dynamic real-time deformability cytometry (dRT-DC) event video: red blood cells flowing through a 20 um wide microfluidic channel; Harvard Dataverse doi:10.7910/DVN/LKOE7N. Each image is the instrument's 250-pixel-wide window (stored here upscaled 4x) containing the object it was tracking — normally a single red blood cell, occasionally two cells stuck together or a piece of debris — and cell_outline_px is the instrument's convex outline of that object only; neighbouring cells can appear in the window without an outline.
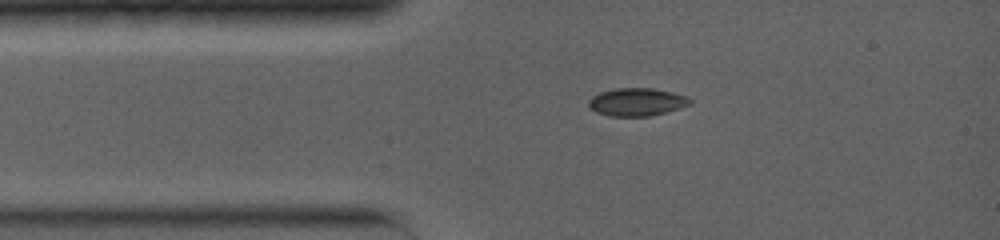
{"species": "common noctule bat (a hibernating species)", "species_latin": "Nyctalus noctula", "temperature_condition": "warm", "stored_images_in_passage": 40, "camera_frame_rate_fps": 5000, "um_per_image_px": 0.085, "animal": {"sex": "female", "body_mass_g": 19.0, "forearm_length_mm": 56.7}, "frame": {"image": 1, "passage_image": 1, "time_ms": 0.0, "image_size_px": [1000, 240], "cell_outline_px": [[692, 104], [680, 108], [652, 116], [608, 116], [596, 112], [588, 104], [588, 100], [592, 96], [600, 92], [616, 88], [652, 88], [672, 92], [688, 96], [692, 100]], "centroid_in_image_um": [54.15, 8.67], "position_along_channel_um": 30.8, "area_um2": 16.59}}
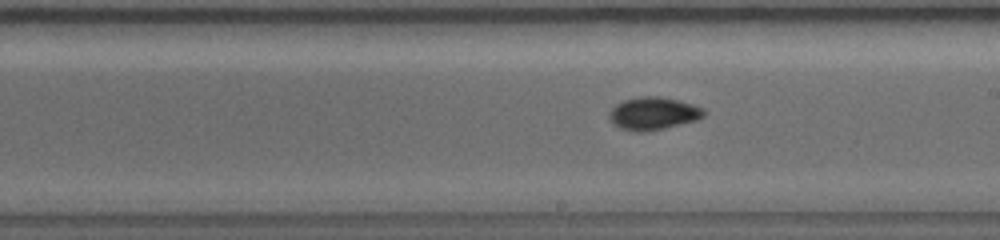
{"frame": {"image": 2, "passage_image": 16, "time_ms": 5.4, "image_size_px": [1000, 240], "cell_outline_px": [[704, 116], [696, 120], [648, 132], [636, 132], [620, 128], [612, 124], [608, 116], [608, 112], [616, 104], [624, 100], [640, 96], [660, 96], [692, 104], [704, 108]], "centroid_in_image_um": [55.48, 9.65], "position_along_channel_um": 233.5, "area_um2": 18.09}}
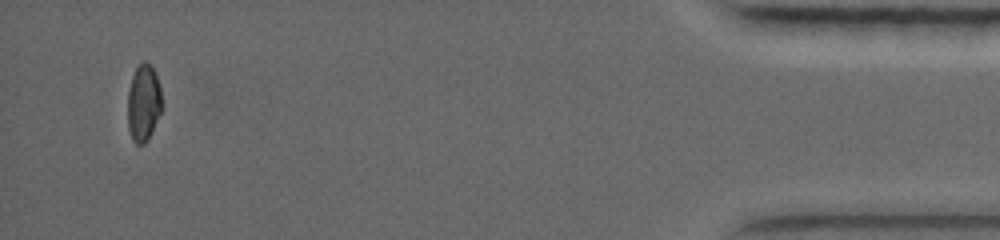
{"frame": {"image": 3, "passage_image": 36, "time_ms": 12.6, "image_size_px": [1000, 240], "cell_outline_px": [[160, 112], [144, 144], [136, 144], [132, 140], [128, 128], [128, 92], [132, 76], [136, 68], [144, 60], [152, 64], [156, 72], [160, 88]], "centroid_in_image_um": [12.17, 8.69], "position_along_channel_um": 423.0, "area_um2": 15.03}, "authors_computed_cell_mechanics": {"area_um2": 16.2129, "velocity_mm_per_s": 3.9994, "shape_relaxation_time_tau1_ms": 3.4723, "shape_relaxation_time_tau2_ms": null, "deformation_change_tau1": 0.1281, "deformation_change_tau2": null}}